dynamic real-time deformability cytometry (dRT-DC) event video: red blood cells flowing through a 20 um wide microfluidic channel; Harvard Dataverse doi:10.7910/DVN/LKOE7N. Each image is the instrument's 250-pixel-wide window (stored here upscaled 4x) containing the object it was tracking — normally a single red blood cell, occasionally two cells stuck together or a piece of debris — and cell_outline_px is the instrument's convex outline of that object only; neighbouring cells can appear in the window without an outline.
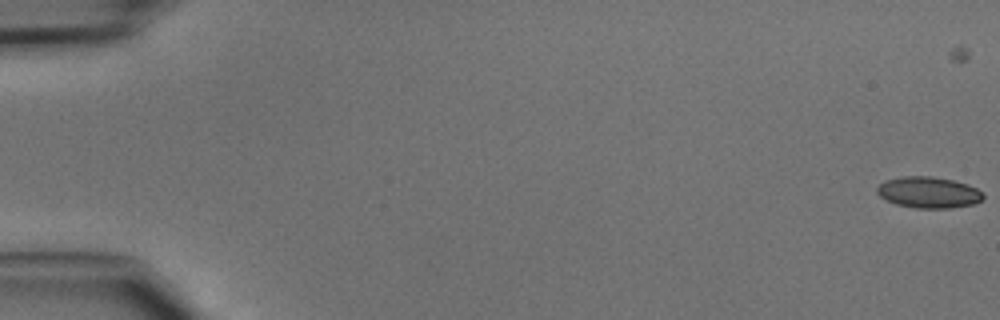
{"species": "common noctule bat (a hibernating species)", "species_latin": "Nyctalus noctula", "temperature_condition": "cold", "stored_images_in_passage": 39, "camera_frame_rate_fps": 3000, "um_per_image_px": 0.085, "animal": {"sex": "male", "body_mass_g": 15.6}, "frame": {"image": 1, "passage_image": 1, "time_ms": 0.0, "image_size_px": [1000, 320], "cell_outline_px": [[984, 196], [980, 200], [972, 204], [952, 208], [916, 208], [896, 204], [880, 196], [876, 192], [876, 188], [884, 180], [904, 176], [932, 176], [952, 180], [968, 184], [984, 192]], "centroid_in_image_um": [78.92, 16.35], "position_along_channel_um": 6.1, "area_um2": 19.31}}
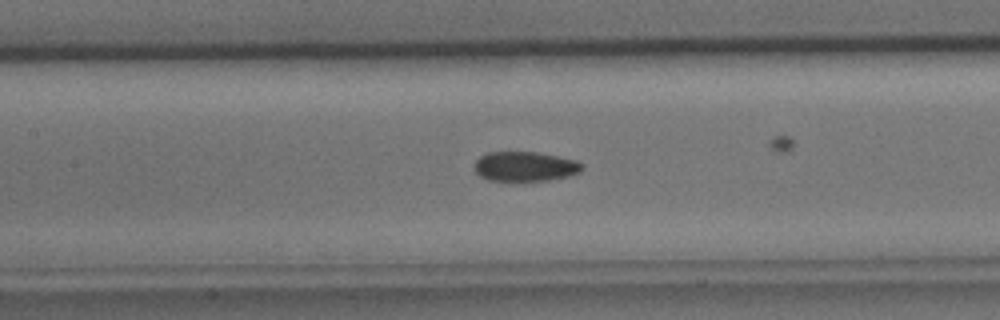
{"frame": {"image": 2, "passage_image": 23, "time_ms": 7.333, "image_size_px": [1000, 320], "cell_outline_px": [[584, 168], [580, 172], [568, 176], [548, 180], [512, 184], [508, 184], [488, 180], [480, 176], [472, 168], [476, 160], [480, 156], [488, 152], [536, 152], [576, 160], [584, 164]], "centroid_in_image_um": [44.58, 14.2], "position_along_channel_um": 162.8, "area_um2": 19.54}}